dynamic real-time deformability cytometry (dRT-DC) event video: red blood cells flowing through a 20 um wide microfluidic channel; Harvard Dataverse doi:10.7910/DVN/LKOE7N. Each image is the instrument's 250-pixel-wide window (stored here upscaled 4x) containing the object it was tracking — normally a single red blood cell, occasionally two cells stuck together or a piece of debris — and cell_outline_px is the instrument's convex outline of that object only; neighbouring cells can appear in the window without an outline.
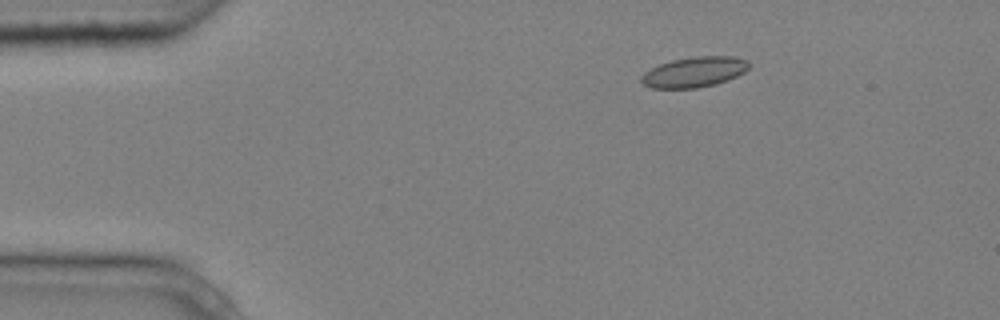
{"species": "common noctule bat (a hibernating species)", "species_latin": "Nyctalus noctula", "temperature_condition": "cold", "stored_images_in_passage": 5, "segment_of_instrument_passage": [1, 2], "camera_frame_rate_fps": 3000, "um_per_image_px": 0.085, "animal": {"sex": "male", "body_mass_g": 20.4}, "frame": {"image": 1, "passage_image": 2, "time_ms": 0.333, "image_size_px": [1000, 320], "cell_outline_px": [[752, 64], [744, 72], [736, 76], [716, 84], [696, 88], [652, 88], [644, 84], [640, 80], [640, 76], [644, 72], [660, 64], [672, 60], [692, 56], [732, 56], [748, 60]], "centroid_in_image_um": [59.02, 6.11], "position_along_channel_um": 26.0, "area_um2": 19.07}}